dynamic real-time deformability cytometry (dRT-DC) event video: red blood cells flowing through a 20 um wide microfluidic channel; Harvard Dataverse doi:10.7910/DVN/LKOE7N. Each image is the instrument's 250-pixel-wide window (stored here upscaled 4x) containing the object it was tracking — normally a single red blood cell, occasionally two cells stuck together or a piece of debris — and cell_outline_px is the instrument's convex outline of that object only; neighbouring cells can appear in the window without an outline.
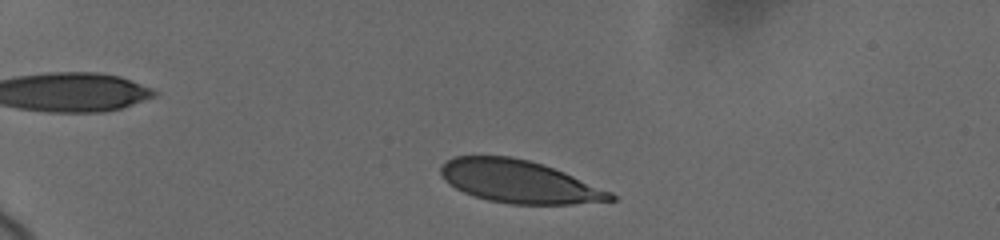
{"species": "human", "species_latin": "Homo sapiens", "temperature_condition": "cold", "stored_images_in_passage": 18, "camera_frame_rate_fps": 3000, "um_per_image_px": 0.085, "donor": {"sex": "female"}, "frame": {"image": 1, "passage_image": 3, "time_ms": 1.0, "image_size_px": [1000, 240], "cell_outline_px": [[616, 200], [572, 204], [508, 204], [488, 200], [464, 192], [456, 188], [444, 180], [440, 172], [440, 168], [452, 156], [512, 156], [544, 164], [564, 172], [612, 192], [616, 196]], "centroid_in_image_um": [44.13, 15.43], "position_along_channel_um": 40.9, "area_um2": 42.08}}
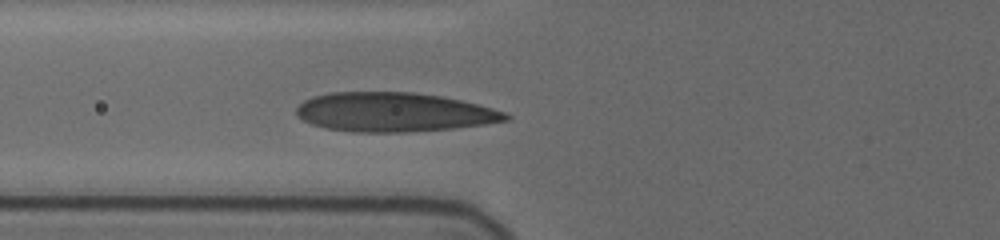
{"frame": {"image": 2, "passage_image": 12, "time_ms": 4.333, "image_size_px": [1000, 240], "cell_outline_px": [[512, 116], [508, 120], [484, 124], [452, 128], [404, 132], [352, 132], [328, 128], [312, 124], [296, 116], [296, 108], [304, 100], [312, 96], [332, 92], [412, 92], [440, 96], [460, 100], [492, 108], [504, 112]], "centroid_in_image_um": [33.45, 9.53], "position_along_channel_um": 92.4, "area_um2": 47.57}}
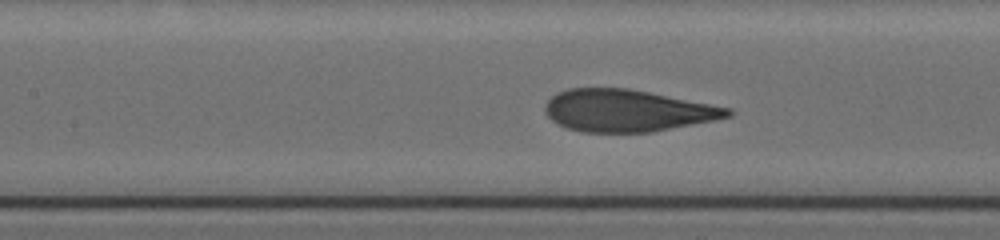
{"frame": {"image": 3, "passage_image": 16, "time_ms": 6.0, "image_size_px": [1000, 240], "cell_outline_px": [[732, 116], [716, 120], [652, 132], [580, 132], [564, 128], [552, 120], [544, 112], [544, 104], [556, 92], [568, 88], [628, 88], [732, 108]], "centroid_in_image_um": [53.29, 9.4], "position_along_channel_um": 154.1, "area_um2": 44.97}}